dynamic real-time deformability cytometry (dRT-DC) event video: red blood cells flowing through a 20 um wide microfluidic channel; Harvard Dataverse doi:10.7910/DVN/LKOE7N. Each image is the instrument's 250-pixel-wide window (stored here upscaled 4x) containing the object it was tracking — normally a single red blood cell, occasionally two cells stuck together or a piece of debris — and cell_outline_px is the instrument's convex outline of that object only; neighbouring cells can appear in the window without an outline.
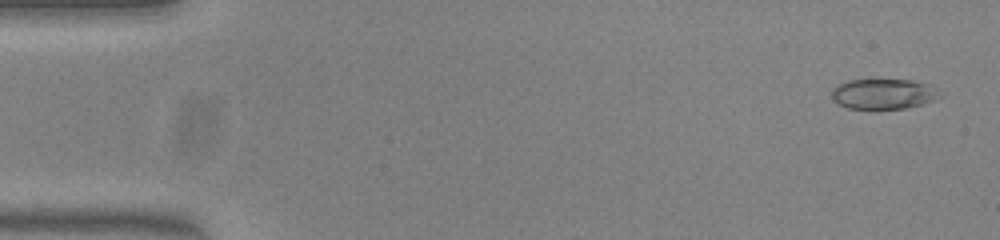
{"species": "common noctule bat (a hibernating species)", "species_latin": "Nyctalus noctula", "temperature_condition": "warm", "stored_images_in_passage": 51, "camera_frame_rate_fps": 3000, "um_per_image_px": 0.085, "animal": {"sex": "female", "body_mass_g": 23.0, "forearm_length_mm": 53.4}, "frame": {"image": 1, "passage_image": 2, "time_ms": 0.333, "image_size_px": [1000, 240], "cell_outline_px": [[944, 96], [908, 108], [848, 108], [832, 100], [832, 88], [836, 84], [848, 80], [912, 80], [928, 84], [940, 88]], "centroid_in_image_um": [75.13, 7.97], "position_along_channel_um": 9.9, "area_um2": 19.19}}
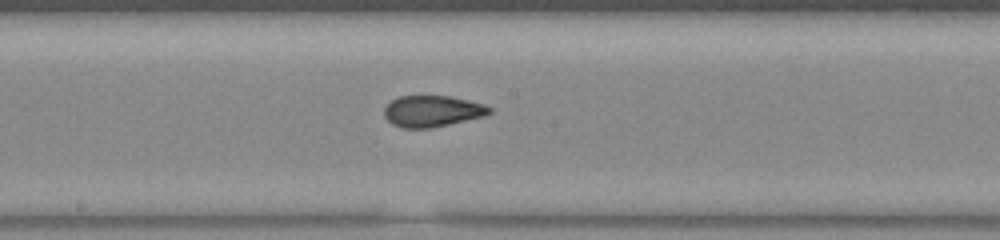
{"frame": {"image": 2, "passage_image": 27, "time_ms": 8.667, "image_size_px": [1000, 240], "cell_outline_px": [[492, 112], [484, 116], [432, 128], [400, 128], [392, 124], [384, 116], [384, 108], [392, 100], [400, 96], [448, 96], [468, 100], [484, 104], [492, 108]], "centroid_in_image_um": [36.74, 9.45], "position_along_channel_um": 211.5, "area_um2": 19.19}}
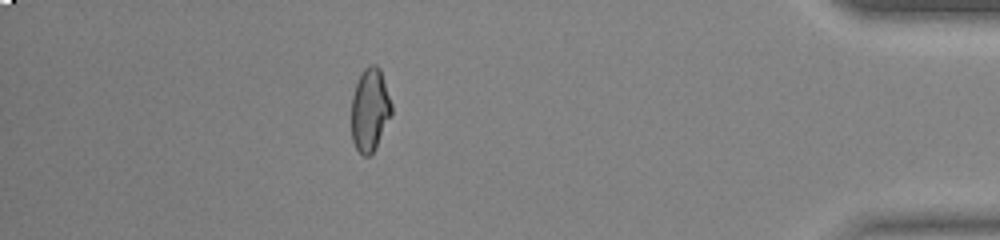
{"frame": {"image": 3, "passage_image": 45, "time_ms": 14.667, "image_size_px": [1000, 240], "cell_outline_px": [[392, 112], [376, 148], [368, 156], [364, 156], [356, 148], [352, 140], [352, 96], [360, 72], [368, 64], [376, 64], [380, 68], [392, 104]], "centroid_in_image_um": [31.44, 9.3], "position_along_channel_um": 403.8, "area_um2": 19.42}, "authors_computed_cell_mechanics": {"area_um2": 19.5942, "velocity_mm_per_s": 4.0098, "shape_relaxation_time_tau1_ms": null, "shape_relaxation_time_tau2_ms": 1.0298, "deformation_change_tau1": null, "deformation_change_tau2": 0.0581}}